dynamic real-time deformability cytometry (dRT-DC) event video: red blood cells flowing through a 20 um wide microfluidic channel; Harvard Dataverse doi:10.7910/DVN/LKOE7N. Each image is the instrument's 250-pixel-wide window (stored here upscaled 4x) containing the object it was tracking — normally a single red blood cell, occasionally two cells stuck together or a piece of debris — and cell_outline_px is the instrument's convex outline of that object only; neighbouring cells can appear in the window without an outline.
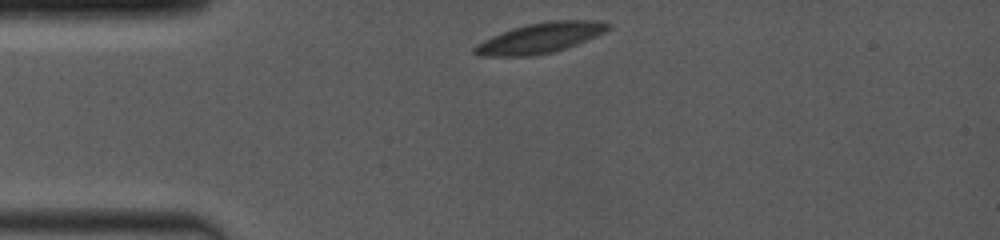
{"species": "common noctule bat (a hibernating species)", "species_latin": "Nyctalus noctula", "temperature_condition": "room temperature", "stored_images_in_passage": 8, "camera_frame_rate_fps": 4000, "um_per_image_px": 0.085, "animal": {"sex": "female", "body_mass_g": 19.0, "forearm_length_mm": 53.3}, "frame": {"image": 1, "passage_image": 1, "time_ms": 0.0, "image_size_px": [1000, 240], "cell_outline_px": [[612, 28], [596, 36], [576, 44], [552, 52], [528, 56], [480, 56], [472, 52], [472, 48], [476, 44], [492, 36], [512, 28], [528, 24], [548, 20], [600, 20], [612, 24]], "centroid_in_image_um": [45.93, 3.21], "position_along_channel_um": 39.1, "area_um2": 23.52}}
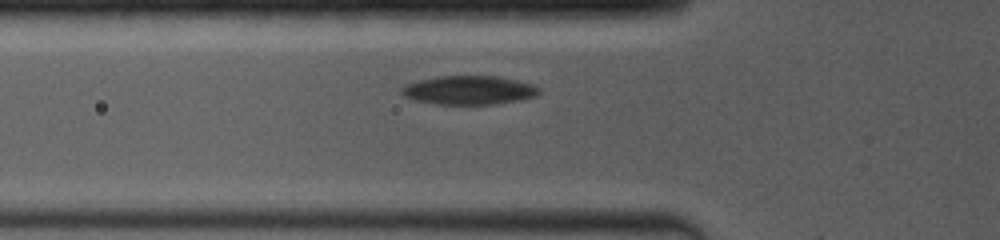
{"frame": {"image": 2, "passage_image": 6, "time_ms": 2.0, "image_size_px": [1000, 240], "cell_outline_px": [[540, 92], [536, 96], [524, 100], [492, 104], [432, 104], [416, 100], [404, 96], [400, 92], [400, 88], [404, 84], [436, 76], [496, 76], [536, 84], [540, 88]], "centroid_in_image_um": [39.88, 7.66], "position_along_channel_um": 85.9, "area_um2": 23.35}}